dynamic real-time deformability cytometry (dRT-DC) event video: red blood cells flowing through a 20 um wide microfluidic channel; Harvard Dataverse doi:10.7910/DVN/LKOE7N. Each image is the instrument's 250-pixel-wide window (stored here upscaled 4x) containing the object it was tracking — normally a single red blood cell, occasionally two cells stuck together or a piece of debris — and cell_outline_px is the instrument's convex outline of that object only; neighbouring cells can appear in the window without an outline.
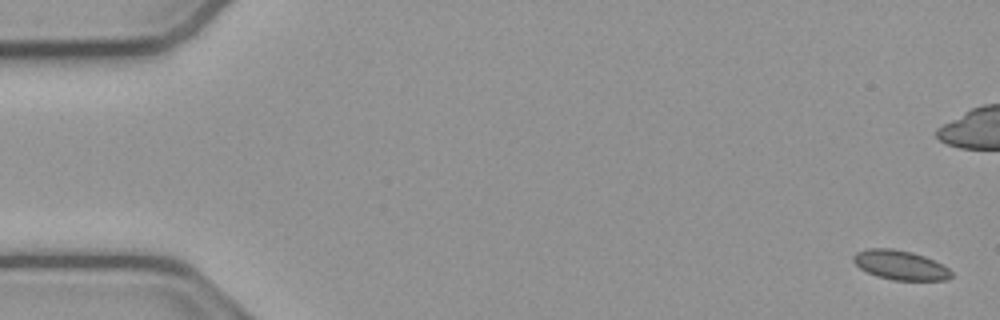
{"species": "common noctule bat (a hibernating species)", "species_latin": "Nyctalus noctula", "temperature_condition": "cold", "stored_images_in_passage": 55, "camera_frame_rate_fps": 3000, "um_per_image_px": 0.085, "animal": {"sex": "male", "body_mass_g": 23.1, "forearm_length_mm": 52.7}, "frame": {"image": 1, "passage_image": 1, "time_ms": 0.0, "image_size_px": [1000, 320], "cell_outline_px": [[952, 276], [948, 280], [892, 280], [876, 276], [860, 268], [852, 260], [852, 256], [856, 252], [868, 248], [892, 248], [912, 252], [924, 256], [944, 264], [952, 272]], "centroid_in_image_um": [76.53, 22.53], "position_along_channel_um": 8.5, "area_um2": 16.94}}
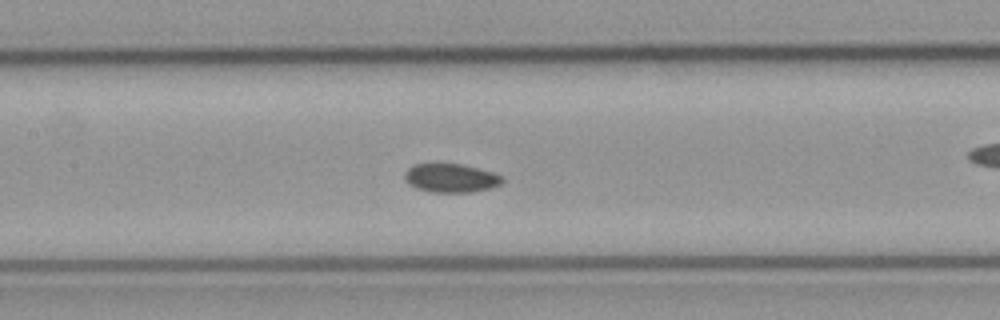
{"frame": {"image": 2, "passage_image": 25, "time_ms": 8.0, "image_size_px": [1000, 320], "cell_outline_px": [[504, 180], [500, 184], [492, 188], [472, 192], [428, 192], [416, 188], [408, 184], [404, 176], [404, 172], [412, 164], [460, 164], [492, 172], [504, 176]], "centroid_in_image_um": [38.31, 15.14], "position_along_channel_um": 169.1, "area_um2": 16.42}}
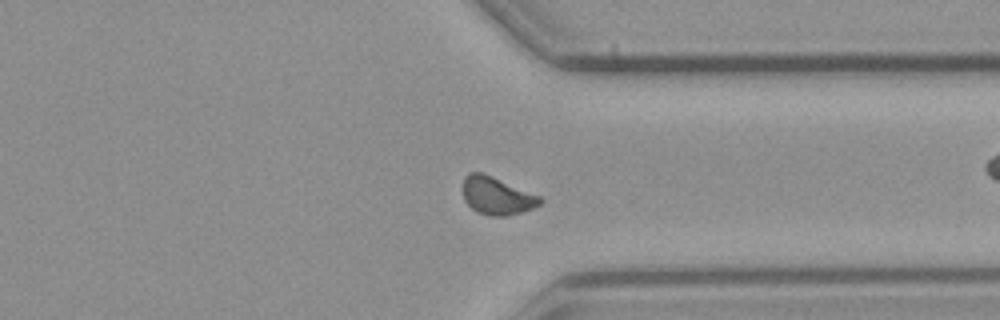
{"frame": {"image": 3, "passage_image": 41, "time_ms": 13.333, "image_size_px": [1000, 320], "cell_outline_px": [[544, 200], [540, 204], [532, 208], [520, 212], [504, 216], [488, 216], [476, 212], [464, 200], [464, 176], [468, 172], [484, 172], [540, 196]], "centroid_in_image_um": [42.22, 16.63], "position_along_channel_um": 369.2, "area_um2": 16.99}, "authors_computed_cell_mechanics": {"area_um2": 16.762, "velocity_mm_per_s": 3.7805, "shape_relaxation_time_tau1_ms": null, "shape_relaxation_time_tau2_ms": 3.7311, "deformation_change_tau1": null, "deformation_change_tau2": 0.0553}}